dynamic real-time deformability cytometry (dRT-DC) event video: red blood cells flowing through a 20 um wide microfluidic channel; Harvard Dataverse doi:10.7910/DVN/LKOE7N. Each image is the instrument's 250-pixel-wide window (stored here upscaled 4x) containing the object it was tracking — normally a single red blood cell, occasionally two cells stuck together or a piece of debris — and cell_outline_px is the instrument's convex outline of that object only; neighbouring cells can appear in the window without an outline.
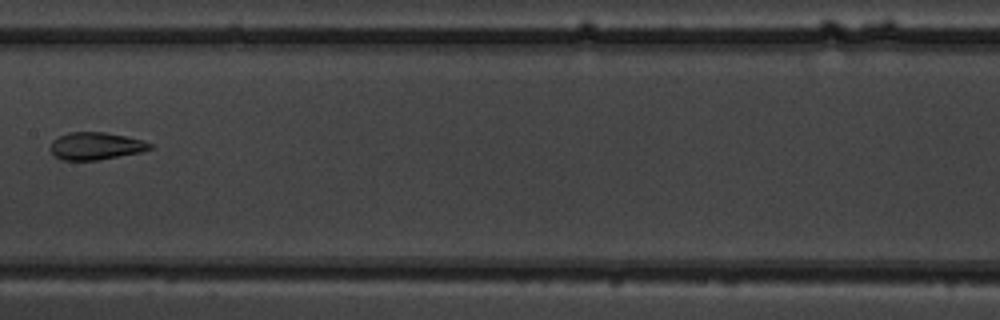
{"species": "common noctule bat (a hibernating species)", "species_latin": "Nyctalus noctula", "temperature_condition": "warm", "stored_images_in_passage": 9, "camera_frame_rate_fps": 3000, "um_per_image_px": 0.085, "animal": {"sex": "male", "body_mass_g": 19.5, "forearm_length_mm": 54.6}, "frame": {"image": 1, "passage_image": 9, "time_ms": 9.0, "image_size_px": [1000, 320], "cell_outline_px": [[152, 148], [140, 152], [96, 160], [60, 160], [52, 152], [52, 140], [68, 132], [104, 132], [144, 140], [152, 144]], "centroid_in_image_um": [8.15, 12.4], "position_along_channel_um": 199.3, "area_um2": 15.66}}